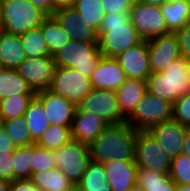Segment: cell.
<instances>
[{"mask_svg":"<svg viewBox=\"0 0 190 191\" xmlns=\"http://www.w3.org/2000/svg\"><path fill=\"white\" fill-rule=\"evenodd\" d=\"M182 153L190 157V129L186 132L182 145Z\"/></svg>","mask_w":190,"mask_h":191,"instance_id":"47","label":"cell"},{"mask_svg":"<svg viewBox=\"0 0 190 191\" xmlns=\"http://www.w3.org/2000/svg\"><path fill=\"white\" fill-rule=\"evenodd\" d=\"M130 191H143V190L138 186H134Z\"/></svg>","mask_w":190,"mask_h":191,"instance_id":"53","label":"cell"},{"mask_svg":"<svg viewBox=\"0 0 190 191\" xmlns=\"http://www.w3.org/2000/svg\"><path fill=\"white\" fill-rule=\"evenodd\" d=\"M169 176L177 186L190 185V157L183 153L173 157Z\"/></svg>","mask_w":190,"mask_h":191,"instance_id":"35","label":"cell"},{"mask_svg":"<svg viewBox=\"0 0 190 191\" xmlns=\"http://www.w3.org/2000/svg\"><path fill=\"white\" fill-rule=\"evenodd\" d=\"M32 145L17 147L12 153L14 163V180L30 179Z\"/></svg>","mask_w":190,"mask_h":191,"instance_id":"34","label":"cell"},{"mask_svg":"<svg viewBox=\"0 0 190 191\" xmlns=\"http://www.w3.org/2000/svg\"><path fill=\"white\" fill-rule=\"evenodd\" d=\"M176 191H190V185L177 186Z\"/></svg>","mask_w":190,"mask_h":191,"instance_id":"50","label":"cell"},{"mask_svg":"<svg viewBox=\"0 0 190 191\" xmlns=\"http://www.w3.org/2000/svg\"><path fill=\"white\" fill-rule=\"evenodd\" d=\"M129 17L142 40L169 33L160 6L136 1Z\"/></svg>","mask_w":190,"mask_h":191,"instance_id":"11","label":"cell"},{"mask_svg":"<svg viewBox=\"0 0 190 191\" xmlns=\"http://www.w3.org/2000/svg\"><path fill=\"white\" fill-rule=\"evenodd\" d=\"M3 125H4V120H3V118L0 116V130L3 129Z\"/></svg>","mask_w":190,"mask_h":191,"instance_id":"54","label":"cell"},{"mask_svg":"<svg viewBox=\"0 0 190 191\" xmlns=\"http://www.w3.org/2000/svg\"><path fill=\"white\" fill-rule=\"evenodd\" d=\"M187 2V5L189 6V9H190V0H186Z\"/></svg>","mask_w":190,"mask_h":191,"instance_id":"56","label":"cell"},{"mask_svg":"<svg viewBox=\"0 0 190 191\" xmlns=\"http://www.w3.org/2000/svg\"><path fill=\"white\" fill-rule=\"evenodd\" d=\"M189 127L170 120L152 126L148 131L155 137L165 152L172 157L182 153V145Z\"/></svg>","mask_w":190,"mask_h":191,"instance_id":"16","label":"cell"},{"mask_svg":"<svg viewBox=\"0 0 190 191\" xmlns=\"http://www.w3.org/2000/svg\"><path fill=\"white\" fill-rule=\"evenodd\" d=\"M106 181L107 177L104 164L90 160L87 170L85 171L80 182L76 186L88 187L96 185H105Z\"/></svg>","mask_w":190,"mask_h":191,"instance_id":"36","label":"cell"},{"mask_svg":"<svg viewBox=\"0 0 190 191\" xmlns=\"http://www.w3.org/2000/svg\"><path fill=\"white\" fill-rule=\"evenodd\" d=\"M72 8L78 12L79 20H83L87 27L99 30L105 15L101 0H75Z\"/></svg>","mask_w":190,"mask_h":191,"instance_id":"29","label":"cell"},{"mask_svg":"<svg viewBox=\"0 0 190 191\" xmlns=\"http://www.w3.org/2000/svg\"><path fill=\"white\" fill-rule=\"evenodd\" d=\"M11 181L0 179V191H10Z\"/></svg>","mask_w":190,"mask_h":191,"instance_id":"49","label":"cell"},{"mask_svg":"<svg viewBox=\"0 0 190 191\" xmlns=\"http://www.w3.org/2000/svg\"><path fill=\"white\" fill-rule=\"evenodd\" d=\"M1 30L22 35L37 28L48 17L28 0H1Z\"/></svg>","mask_w":190,"mask_h":191,"instance_id":"4","label":"cell"},{"mask_svg":"<svg viewBox=\"0 0 190 191\" xmlns=\"http://www.w3.org/2000/svg\"><path fill=\"white\" fill-rule=\"evenodd\" d=\"M114 59L120 64L128 78L147 80L151 74L146 40H142L136 46L128 48Z\"/></svg>","mask_w":190,"mask_h":191,"instance_id":"15","label":"cell"},{"mask_svg":"<svg viewBox=\"0 0 190 191\" xmlns=\"http://www.w3.org/2000/svg\"><path fill=\"white\" fill-rule=\"evenodd\" d=\"M36 8L42 10L47 16H52V0H28Z\"/></svg>","mask_w":190,"mask_h":191,"instance_id":"44","label":"cell"},{"mask_svg":"<svg viewBox=\"0 0 190 191\" xmlns=\"http://www.w3.org/2000/svg\"><path fill=\"white\" fill-rule=\"evenodd\" d=\"M35 97L42 103L50 125L71 126L77 107L63 96L49 89L37 92Z\"/></svg>","mask_w":190,"mask_h":191,"instance_id":"14","label":"cell"},{"mask_svg":"<svg viewBox=\"0 0 190 191\" xmlns=\"http://www.w3.org/2000/svg\"><path fill=\"white\" fill-rule=\"evenodd\" d=\"M64 29L70 40L84 42H98V30L87 27L83 20H79L78 12L71 8H63L52 15Z\"/></svg>","mask_w":190,"mask_h":191,"instance_id":"17","label":"cell"},{"mask_svg":"<svg viewBox=\"0 0 190 191\" xmlns=\"http://www.w3.org/2000/svg\"><path fill=\"white\" fill-rule=\"evenodd\" d=\"M26 58H38L49 55L46 41L41 33V27L29 30L21 35Z\"/></svg>","mask_w":190,"mask_h":191,"instance_id":"32","label":"cell"},{"mask_svg":"<svg viewBox=\"0 0 190 191\" xmlns=\"http://www.w3.org/2000/svg\"><path fill=\"white\" fill-rule=\"evenodd\" d=\"M75 0H52V15L55 11L73 7Z\"/></svg>","mask_w":190,"mask_h":191,"instance_id":"45","label":"cell"},{"mask_svg":"<svg viewBox=\"0 0 190 191\" xmlns=\"http://www.w3.org/2000/svg\"><path fill=\"white\" fill-rule=\"evenodd\" d=\"M49 55H54L70 41L69 36L53 16H48L40 25Z\"/></svg>","mask_w":190,"mask_h":191,"instance_id":"28","label":"cell"},{"mask_svg":"<svg viewBox=\"0 0 190 191\" xmlns=\"http://www.w3.org/2000/svg\"><path fill=\"white\" fill-rule=\"evenodd\" d=\"M136 1L150 5L161 6L163 3L168 2L170 0H136Z\"/></svg>","mask_w":190,"mask_h":191,"instance_id":"48","label":"cell"},{"mask_svg":"<svg viewBox=\"0 0 190 191\" xmlns=\"http://www.w3.org/2000/svg\"><path fill=\"white\" fill-rule=\"evenodd\" d=\"M30 181L41 191H66L75 186L58 168L33 173Z\"/></svg>","mask_w":190,"mask_h":191,"instance_id":"24","label":"cell"},{"mask_svg":"<svg viewBox=\"0 0 190 191\" xmlns=\"http://www.w3.org/2000/svg\"><path fill=\"white\" fill-rule=\"evenodd\" d=\"M0 179L14 180V163L12 153H0Z\"/></svg>","mask_w":190,"mask_h":191,"instance_id":"41","label":"cell"},{"mask_svg":"<svg viewBox=\"0 0 190 191\" xmlns=\"http://www.w3.org/2000/svg\"><path fill=\"white\" fill-rule=\"evenodd\" d=\"M25 58L21 35L0 30V65L2 68L16 69Z\"/></svg>","mask_w":190,"mask_h":191,"instance_id":"21","label":"cell"},{"mask_svg":"<svg viewBox=\"0 0 190 191\" xmlns=\"http://www.w3.org/2000/svg\"><path fill=\"white\" fill-rule=\"evenodd\" d=\"M108 124L94 113L81 112L76 109L71 125V138L90 144Z\"/></svg>","mask_w":190,"mask_h":191,"instance_id":"20","label":"cell"},{"mask_svg":"<svg viewBox=\"0 0 190 191\" xmlns=\"http://www.w3.org/2000/svg\"><path fill=\"white\" fill-rule=\"evenodd\" d=\"M136 186L143 191H176L177 185L169 174L138 168Z\"/></svg>","mask_w":190,"mask_h":191,"instance_id":"25","label":"cell"},{"mask_svg":"<svg viewBox=\"0 0 190 191\" xmlns=\"http://www.w3.org/2000/svg\"><path fill=\"white\" fill-rule=\"evenodd\" d=\"M70 128L71 126L50 125L36 144L52 151L56 150L72 139Z\"/></svg>","mask_w":190,"mask_h":191,"instance_id":"31","label":"cell"},{"mask_svg":"<svg viewBox=\"0 0 190 191\" xmlns=\"http://www.w3.org/2000/svg\"><path fill=\"white\" fill-rule=\"evenodd\" d=\"M16 148L4 129L0 130V153H13Z\"/></svg>","mask_w":190,"mask_h":191,"instance_id":"43","label":"cell"},{"mask_svg":"<svg viewBox=\"0 0 190 191\" xmlns=\"http://www.w3.org/2000/svg\"><path fill=\"white\" fill-rule=\"evenodd\" d=\"M189 85H190V62H189V65H188V70H187V77H186Z\"/></svg>","mask_w":190,"mask_h":191,"instance_id":"51","label":"cell"},{"mask_svg":"<svg viewBox=\"0 0 190 191\" xmlns=\"http://www.w3.org/2000/svg\"><path fill=\"white\" fill-rule=\"evenodd\" d=\"M26 126L31 139L36 143L44 131L50 126L42 103L34 97L24 113Z\"/></svg>","mask_w":190,"mask_h":191,"instance_id":"26","label":"cell"},{"mask_svg":"<svg viewBox=\"0 0 190 191\" xmlns=\"http://www.w3.org/2000/svg\"><path fill=\"white\" fill-rule=\"evenodd\" d=\"M172 108L171 103L147 91L125 122L137 131H148L154 125L172 120Z\"/></svg>","mask_w":190,"mask_h":191,"instance_id":"7","label":"cell"},{"mask_svg":"<svg viewBox=\"0 0 190 191\" xmlns=\"http://www.w3.org/2000/svg\"><path fill=\"white\" fill-rule=\"evenodd\" d=\"M188 65L189 61L179 57L163 72H151L146 80L147 91L173 105L178 98L190 91L186 79Z\"/></svg>","mask_w":190,"mask_h":191,"instance_id":"3","label":"cell"},{"mask_svg":"<svg viewBox=\"0 0 190 191\" xmlns=\"http://www.w3.org/2000/svg\"><path fill=\"white\" fill-rule=\"evenodd\" d=\"M36 94L13 95L0 101V116L9 120L24 115Z\"/></svg>","mask_w":190,"mask_h":191,"instance_id":"30","label":"cell"},{"mask_svg":"<svg viewBox=\"0 0 190 191\" xmlns=\"http://www.w3.org/2000/svg\"><path fill=\"white\" fill-rule=\"evenodd\" d=\"M55 67L53 56L47 55L38 58H25L16 71L37 93L49 89Z\"/></svg>","mask_w":190,"mask_h":191,"instance_id":"12","label":"cell"},{"mask_svg":"<svg viewBox=\"0 0 190 191\" xmlns=\"http://www.w3.org/2000/svg\"><path fill=\"white\" fill-rule=\"evenodd\" d=\"M36 94L16 69L0 70V101L13 95Z\"/></svg>","mask_w":190,"mask_h":191,"instance_id":"27","label":"cell"},{"mask_svg":"<svg viewBox=\"0 0 190 191\" xmlns=\"http://www.w3.org/2000/svg\"><path fill=\"white\" fill-rule=\"evenodd\" d=\"M181 57L190 62V22L175 32Z\"/></svg>","mask_w":190,"mask_h":191,"instance_id":"40","label":"cell"},{"mask_svg":"<svg viewBox=\"0 0 190 191\" xmlns=\"http://www.w3.org/2000/svg\"><path fill=\"white\" fill-rule=\"evenodd\" d=\"M66 191H78L77 186H74L71 190H66Z\"/></svg>","mask_w":190,"mask_h":191,"instance_id":"55","label":"cell"},{"mask_svg":"<svg viewBox=\"0 0 190 191\" xmlns=\"http://www.w3.org/2000/svg\"><path fill=\"white\" fill-rule=\"evenodd\" d=\"M172 158L149 131L137 132L134 160L138 168L169 174Z\"/></svg>","mask_w":190,"mask_h":191,"instance_id":"8","label":"cell"},{"mask_svg":"<svg viewBox=\"0 0 190 191\" xmlns=\"http://www.w3.org/2000/svg\"><path fill=\"white\" fill-rule=\"evenodd\" d=\"M105 14L129 13L136 0H101Z\"/></svg>","mask_w":190,"mask_h":191,"instance_id":"39","label":"cell"},{"mask_svg":"<svg viewBox=\"0 0 190 191\" xmlns=\"http://www.w3.org/2000/svg\"><path fill=\"white\" fill-rule=\"evenodd\" d=\"M30 163L31 174L55 168L53 158L51 156V150L43 148L36 143L32 144V155Z\"/></svg>","mask_w":190,"mask_h":191,"instance_id":"37","label":"cell"},{"mask_svg":"<svg viewBox=\"0 0 190 191\" xmlns=\"http://www.w3.org/2000/svg\"><path fill=\"white\" fill-rule=\"evenodd\" d=\"M58 168L75 186L80 182L91 160L89 145L71 139L56 150H51Z\"/></svg>","mask_w":190,"mask_h":191,"instance_id":"6","label":"cell"},{"mask_svg":"<svg viewBox=\"0 0 190 191\" xmlns=\"http://www.w3.org/2000/svg\"><path fill=\"white\" fill-rule=\"evenodd\" d=\"M137 130L128 123L108 124L89 144L90 158L99 163L134 160Z\"/></svg>","mask_w":190,"mask_h":191,"instance_id":"1","label":"cell"},{"mask_svg":"<svg viewBox=\"0 0 190 191\" xmlns=\"http://www.w3.org/2000/svg\"><path fill=\"white\" fill-rule=\"evenodd\" d=\"M10 191H41L30 179H16L11 181Z\"/></svg>","mask_w":190,"mask_h":191,"instance_id":"42","label":"cell"},{"mask_svg":"<svg viewBox=\"0 0 190 191\" xmlns=\"http://www.w3.org/2000/svg\"><path fill=\"white\" fill-rule=\"evenodd\" d=\"M98 35L99 50L108 58H114L142 41L129 13L105 14Z\"/></svg>","mask_w":190,"mask_h":191,"instance_id":"2","label":"cell"},{"mask_svg":"<svg viewBox=\"0 0 190 191\" xmlns=\"http://www.w3.org/2000/svg\"><path fill=\"white\" fill-rule=\"evenodd\" d=\"M81 112L94 113L107 124L125 123L122 115L116 91L105 89H92L77 106Z\"/></svg>","mask_w":190,"mask_h":191,"instance_id":"10","label":"cell"},{"mask_svg":"<svg viewBox=\"0 0 190 191\" xmlns=\"http://www.w3.org/2000/svg\"><path fill=\"white\" fill-rule=\"evenodd\" d=\"M92 89L93 86L89 77L80 74L73 68L55 67L49 90L65 97L76 107Z\"/></svg>","mask_w":190,"mask_h":191,"instance_id":"9","label":"cell"},{"mask_svg":"<svg viewBox=\"0 0 190 191\" xmlns=\"http://www.w3.org/2000/svg\"><path fill=\"white\" fill-rule=\"evenodd\" d=\"M112 191H130L136 186L138 167L135 160L114 159L104 163Z\"/></svg>","mask_w":190,"mask_h":191,"instance_id":"18","label":"cell"},{"mask_svg":"<svg viewBox=\"0 0 190 191\" xmlns=\"http://www.w3.org/2000/svg\"><path fill=\"white\" fill-rule=\"evenodd\" d=\"M151 72H163L172 62L181 57L175 33H167L146 40Z\"/></svg>","mask_w":190,"mask_h":191,"instance_id":"13","label":"cell"},{"mask_svg":"<svg viewBox=\"0 0 190 191\" xmlns=\"http://www.w3.org/2000/svg\"><path fill=\"white\" fill-rule=\"evenodd\" d=\"M147 92L146 80L128 78L117 90L120 112L127 118Z\"/></svg>","mask_w":190,"mask_h":191,"instance_id":"22","label":"cell"},{"mask_svg":"<svg viewBox=\"0 0 190 191\" xmlns=\"http://www.w3.org/2000/svg\"><path fill=\"white\" fill-rule=\"evenodd\" d=\"M172 120L190 128V91L173 103Z\"/></svg>","mask_w":190,"mask_h":191,"instance_id":"38","label":"cell"},{"mask_svg":"<svg viewBox=\"0 0 190 191\" xmlns=\"http://www.w3.org/2000/svg\"><path fill=\"white\" fill-rule=\"evenodd\" d=\"M103 57L98 42L75 40H70L53 55L56 66L73 68L89 78Z\"/></svg>","mask_w":190,"mask_h":191,"instance_id":"5","label":"cell"},{"mask_svg":"<svg viewBox=\"0 0 190 191\" xmlns=\"http://www.w3.org/2000/svg\"><path fill=\"white\" fill-rule=\"evenodd\" d=\"M90 79L94 89L116 91L128 77L114 58L103 57Z\"/></svg>","mask_w":190,"mask_h":191,"instance_id":"19","label":"cell"},{"mask_svg":"<svg viewBox=\"0 0 190 191\" xmlns=\"http://www.w3.org/2000/svg\"><path fill=\"white\" fill-rule=\"evenodd\" d=\"M2 25V10H1V0H0V30Z\"/></svg>","mask_w":190,"mask_h":191,"instance_id":"52","label":"cell"},{"mask_svg":"<svg viewBox=\"0 0 190 191\" xmlns=\"http://www.w3.org/2000/svg\"><path fill=\"white\" fill-rule=\"evenodd\" d=\"M168 32L175 33L190 22V9L186 0H170L161 6Z\"/></svg>","mask_w":190,"mask_h":191,"instance_id":"23","label":"cell"},{"mask_svg":"<svg viewBox=\"0 0 190 191\" xmlns=\"http://www.w3.org/2000/svg\"><path fill=\"white\" fill-rule=\"evenodd\" d=\"M78 191H112L110 184L106 181L105 185H96L88 187H77Z\"/></svg>","mask_w":190,"mask_h":191,"instance_id":"46","label":"cell"},{"mask_svg":"<svg viewBox=\"0 0 190 191\" xmlns=\"http://www.w3.org/2000/svg\"><path fill=\"white\" fill-rule=\"evenodd\" d=\"M3 129L16 147L29 146L35 143L31 139L24 115L17 118L4 120Z\"/></svg>","mask_w":190,"mask_h":191,"instance_id":"33","label":"cell"}]
</instances>
